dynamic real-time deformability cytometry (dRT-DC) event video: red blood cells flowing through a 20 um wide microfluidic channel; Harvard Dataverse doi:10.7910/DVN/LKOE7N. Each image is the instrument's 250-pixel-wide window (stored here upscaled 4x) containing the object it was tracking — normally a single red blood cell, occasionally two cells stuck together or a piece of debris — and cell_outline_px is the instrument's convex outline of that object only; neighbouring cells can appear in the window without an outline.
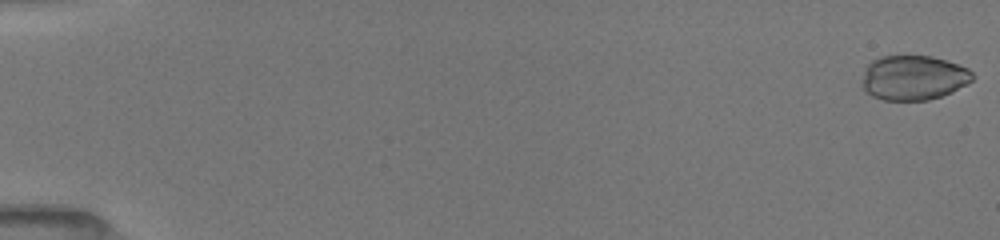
{"species": "common noctule bat (a hibernating species)", "species_latin": "Nyctalus noctula", "temperature_condition": "room temperature", "stored_images_in_passage": 88, "camera_frame_rate_fps": 3000, "um_per_image_px": 0.085, "animal": {"sex": "female", "body_mass_g": 19.5, "forearm_length_mm": 54.1}, "frame": {"image": 1, "passage_image": 1, "time_ms": 0.0, "image_size_px": [1000, 240], "cell_outline_px": [[976, 76], [968, 84], [952, 92], [928, 100], [884, 100], [872, 96], [864, 92], [860, 84], [860, 80], [868, 64], [872, 60], [880, 56], [932, 56], [968, 68]], "centroid_in_image_um": [77.62, 6.61], "position_along_channel_um": 7.4, "area_um2": 29.07}}
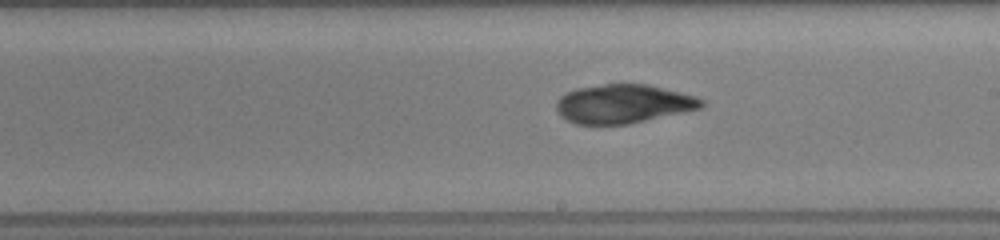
{"frame": {"image": 2, "passage_image": 47, "time_ms": 10.0, "image_size_px": [1000, 240], "cell_outline_px": [[704, 104], [700, 108], [628, 124], [576, 124], [560, 116], [556, 112], [556, 100], [560, 96], [576, 88], [604, 84], [648, 84], [696, 96], [704, 100]], "centroid_in_image_um": [52.94, 8.82], "position_along_channel_um": 236.1, "area_um2": 32.71}}
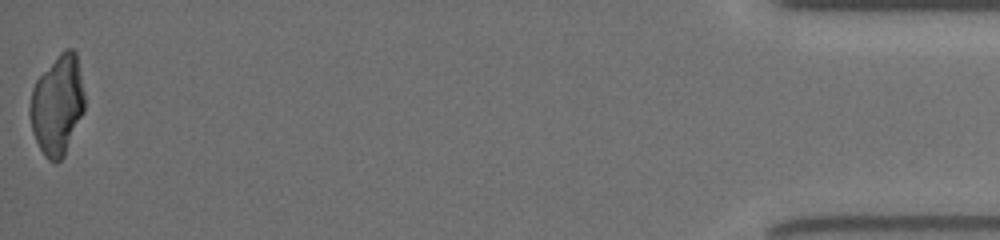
{"frame": {"image": 3, "passage_image": 87, "time_ms": 17.0, "image_size_px": [1000, 240], "cell_outline_px": [[84, 112], [64, 156], [56, 164], [48, 160], [44, 156], [32, 132], [28, 112], [28, 108], [32, 88], [36, 80], [60, 52], [64, 48], [72, 48], [76, 52], [84, 92]], "centroid_in_image_um": [4.86, 8.94], "position_along_channel_um": 430.3, "area_um2": 32.02}}